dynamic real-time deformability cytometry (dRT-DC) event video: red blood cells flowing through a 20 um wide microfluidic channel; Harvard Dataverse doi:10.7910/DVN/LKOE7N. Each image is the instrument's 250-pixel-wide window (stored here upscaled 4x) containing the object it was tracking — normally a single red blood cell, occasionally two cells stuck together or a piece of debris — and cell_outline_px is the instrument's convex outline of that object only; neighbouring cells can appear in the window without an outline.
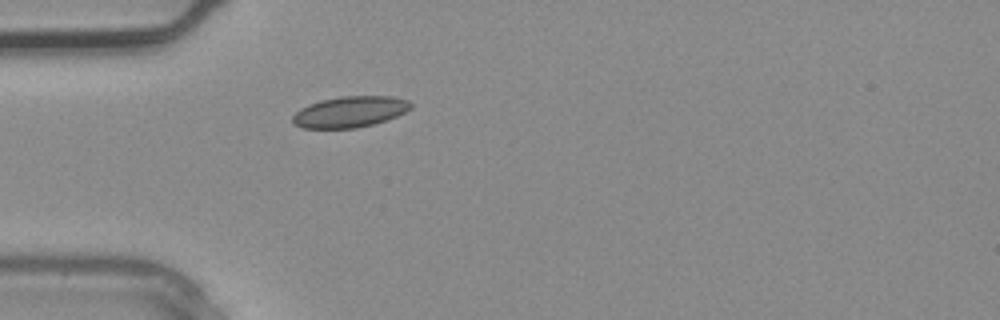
{"species": "common noctule bat (a hibernating species)", "species_latin": "Nyctalus noctula", "temperature_condition": "warm", "stored_images_in_passage": 3, "camera_frame_rate_fps": 3000, "um_per_image_px": 0.085, "animal": {"sex": "male", "body_mass_g": 20.4}, "frame": {"image": 1, "passage_image": 3, "time_ms": 0.667, "image_size_px": [1000, 320], "cell_outline_px": [[412, 108], [396, 116], [372, 124], [356, 128], [304, 128], [292, 124], [292, 116], [300, 108], [308, 104], [320, 100], [340, 96], [392, 96], [408, 100], [412, 104]], "centroid_in_image_um": [29.71, 9.49], "position_along_channel_um": 55.3, "area_um2": 21.39}}